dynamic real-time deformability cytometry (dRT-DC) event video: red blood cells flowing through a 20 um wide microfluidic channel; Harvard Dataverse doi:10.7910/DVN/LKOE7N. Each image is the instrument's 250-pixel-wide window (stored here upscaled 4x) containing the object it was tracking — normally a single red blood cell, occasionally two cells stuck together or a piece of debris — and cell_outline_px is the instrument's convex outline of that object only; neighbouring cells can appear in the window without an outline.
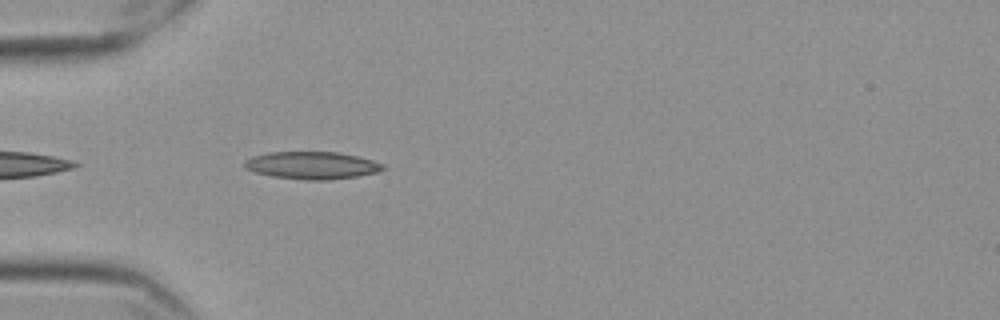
{"species": "Egyptian fruit bat (a non-hibernating species)", "species_latin": "Rousettus aegyptiacus", "temperature_condition": "cold", "stored_images_in_passage": 38, "camera_frame_rate_fps": 3000, "um_per_image_px": 0.085, "frame": {"image": 1, "passage_image": 3, "time_ms": 0.667, "image_size_px": [1000, 320], "cell_outline_px": [[388, 168], [376, 172], [356, 176], [324, 180], [308, 180], [272, 176], [256, 172], [244, 168], [244, 160], [252, 156], [268, 152], [336, 152], [356, 156], [372, 160], [384, 164]], "centroid_in_image_um": [26.5, 14.05], "position_along_channel_um": 58.5, "area_um2": 22.02}}
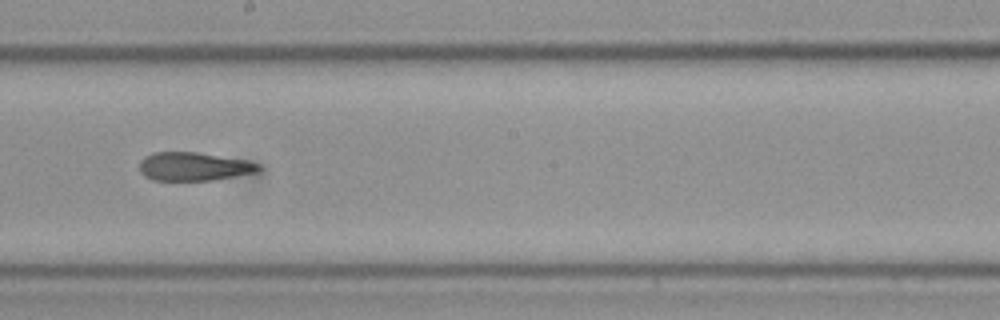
{"frame": {"image": 2, "passage_image": 18, "time_ms": 5.667, "image_size_px": [1000, 320], "cell_outline_px": [[264, 168], [260, 172], [212, 180], [152, 180], [144, 176], [140, 172], [140, 160], [144, 156], [152, 152], [196, 152], [244, 160], [260, 164]], "centroid_in_image_um": [16.48, 14.16], "position_along_channel_um": 231.7, "area_um2": 19.88}}
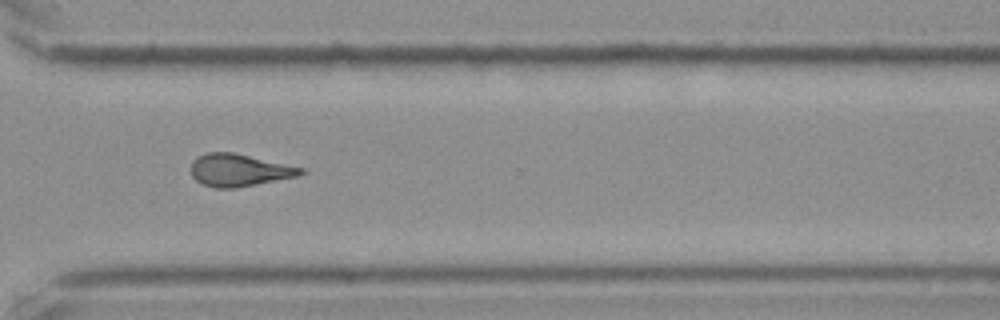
{"frame": {"image": 3, "passage_image": 28, "time_ms": 9.0, "image_size_px": [1000, 320], "cell_outline_px": [[304, 172], [300, 176], [236, 188], [212, 188], [196, 180], [192, 176], [192, 160], [196, 156], [208, 152], [232, 152], [304, 168]], "centroid_in_image_um": [20.32, 14.47], "position_along_channel_um": 350.3, "area_um2": 20.69}, "authors_computed_cell_mechanics": {"area_um2": 20.4323, "velocity_mm_per_s": 3.5634, "shape_relaxation_time_tau1_ms": null, "shape_relaxation_time_tau2_ms": 4.0637, "deformation_change_tau1": null, "deformation_change_tau2": 0.1465}}